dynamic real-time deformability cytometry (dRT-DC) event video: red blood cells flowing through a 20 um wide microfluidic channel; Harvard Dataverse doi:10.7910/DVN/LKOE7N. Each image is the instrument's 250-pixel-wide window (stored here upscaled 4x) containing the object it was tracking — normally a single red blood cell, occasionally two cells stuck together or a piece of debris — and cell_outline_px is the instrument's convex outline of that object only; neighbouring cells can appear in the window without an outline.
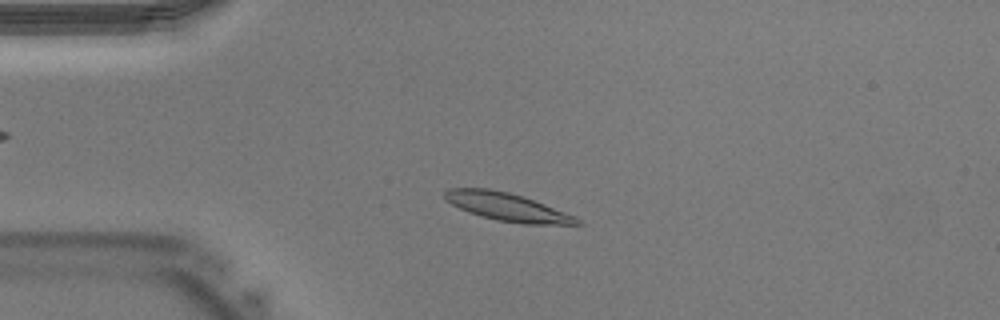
{"species": "Egyptian fruit bat (a non-hibernating species)", "species_latin": "Rousettus aegyptiacus", "temperature_condition": "warm", "stored_images_in_passage": 38, "camera_frame_rate_fps": 3000, "um_per_image_px": 0.085, "animal": {"sex": "male"}, "frame": {"image": 1, "passage_image": 7, "time_ms": 2.0, "image_size_px": [1000, 320], "cell_outline_px": [[584, 224], [524, 224], [496, 220], [480, 216], [468, 212], [444, 200], [444, 192], [448, 188], [488, 188], [508, 192], [524, 196], [576, 216]], "centroid_in_image_um": [43.1, 17.58], "position_along_channel_um": 41.9, "area_um2": 21.68}}
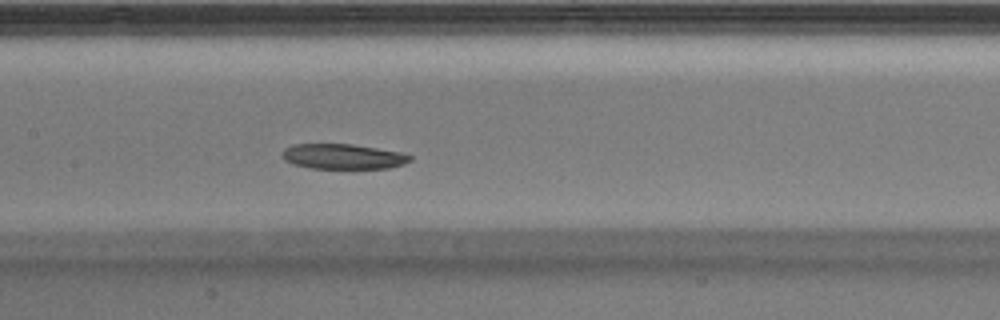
{"frame": {"image": 2, "passage_image": 17, "time_ms": 5.333, "image_size_px": [1000, 320], "cell_outline_px": [[412, 160], [404, 164], [388, 168], [308, 168], [292, 164], [284, 160], [280, 156], [280, 152], [284, 148], [292, 144], [352, 144], [400, 152], [412, 156]], "centroid_in_image_um": [29.09, 13.3], "position_along_channel_um": 178.3, "area_um2": 18.9}}
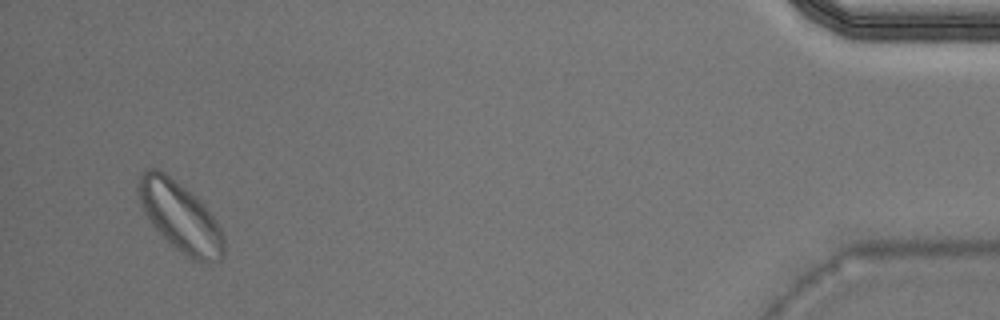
{"frame": {"image": 3, "passage_image": 37, "time_ms": 12.0, "image_size_px": [1000, 320], "cell_outline_px": [[224, 256], [220, 260], [208, 264], [192, 260], [180, 252], [148, 220], [140, 204], [136, 188], [136, 184], [140, 172], [144, 168], [156, 168], [164, 172], [176, 180], [192, 192], [204, 204], [220, 228], [224, 236]], "centroid_in_image_um": [15.3, 18.4], "position_along_channel_um": 419.9, "area_um2": 35.08}}